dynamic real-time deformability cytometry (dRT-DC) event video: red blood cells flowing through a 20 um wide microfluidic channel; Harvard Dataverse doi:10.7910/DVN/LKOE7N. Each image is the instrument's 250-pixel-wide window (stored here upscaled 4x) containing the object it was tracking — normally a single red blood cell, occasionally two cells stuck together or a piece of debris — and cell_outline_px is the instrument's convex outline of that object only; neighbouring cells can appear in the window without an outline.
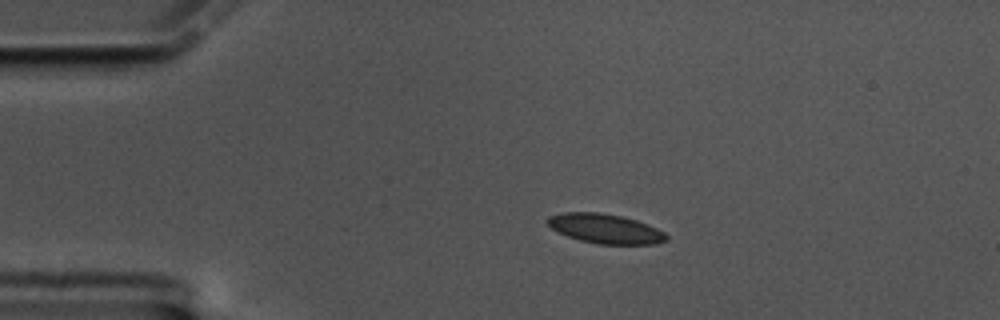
{"species": "common noctule bat (a hibernating species)", "species_latin": "Nyctalus noctula", "temperature_condition": "cold", "stored_images_in_passage": 49, "camera_frame_rate_fps": 3000, "um_per_image_px": 0.085, "animal": {"sex": "male", "body_mass_g": 17.5, "forearm_length_mm": 52.3}, "frame": {"image": 1, "passage_image": 1, "time_ms": 0.0, "image_size_px": [1000, 320], "cell_outline_px": [[668, 240], [656, 244], [596, 244], [580, 240], [556, 232], [544, 220], [548, 216], [564, 212], [596, 212], [624, 216], [648, 224], [664, 232], [668, 236]], "centroid_in_image_um": [51.43, 19.43], "position_along_channel_um": 33.6, "area_um2": 20.63}}
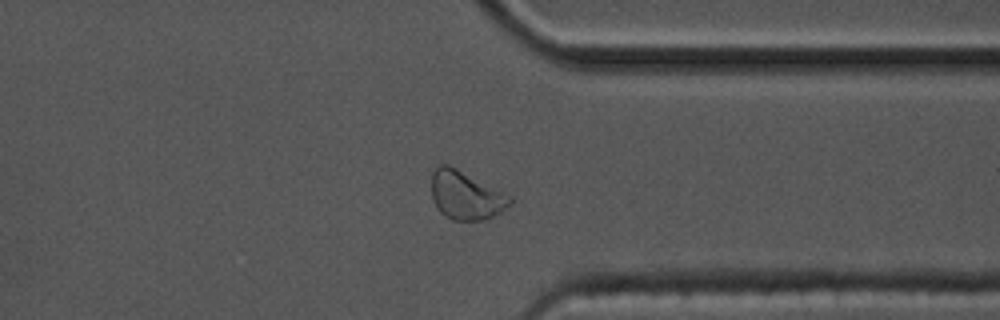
{"frame": {"image": 2, "passage_image": 35, "time_ms": 11.333, "image_size_px": [1000, 320], "cell_outline_px": [[512, 200], [500, 212], [484, 220], [452, 220], [444, 216], [440, 212], [432, 200], [432, 172], [440, 164], [448, 164], [512, 196]], "centroid_in_image_um": [39.56, 16.6], "position_along_channel_um": 371.8, "area_um2": 21.96}}
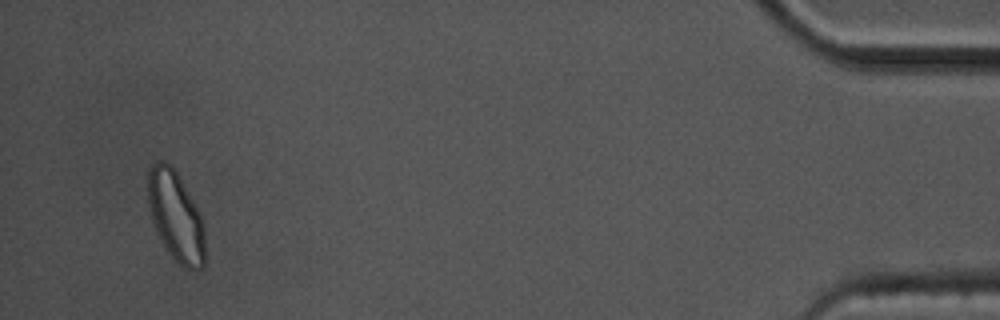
{"frame": {"image": 3, "passage_image": 46, "time_ms": 15.0, "image_size_px": [1000, 320], "cell_outline_px": [[204, 264], [200, 268], [192, 272], [184, 268], [168, 252], [160, 240], [156, 232], [152, 220], [148, 204], [148, 168], [156, 160], [164, 160], [176, 172], [200, 212], [204, 224]], "centroid_in_image_um": [14.93, 18.4], "position_along_channel_um": 420.3, "area_um2": 29.94}, "authors_computed_cell_mechanics": {"area_um2": 20.0566, "velocity_mm_per_s": 3.369, "shape_relaxation_time_tau1_ms": null, "shape_relaxation_time_tau2_ms": 1.8236, "deformation_change_tau1": null, "deformation_change_tau2": 0.0541}}